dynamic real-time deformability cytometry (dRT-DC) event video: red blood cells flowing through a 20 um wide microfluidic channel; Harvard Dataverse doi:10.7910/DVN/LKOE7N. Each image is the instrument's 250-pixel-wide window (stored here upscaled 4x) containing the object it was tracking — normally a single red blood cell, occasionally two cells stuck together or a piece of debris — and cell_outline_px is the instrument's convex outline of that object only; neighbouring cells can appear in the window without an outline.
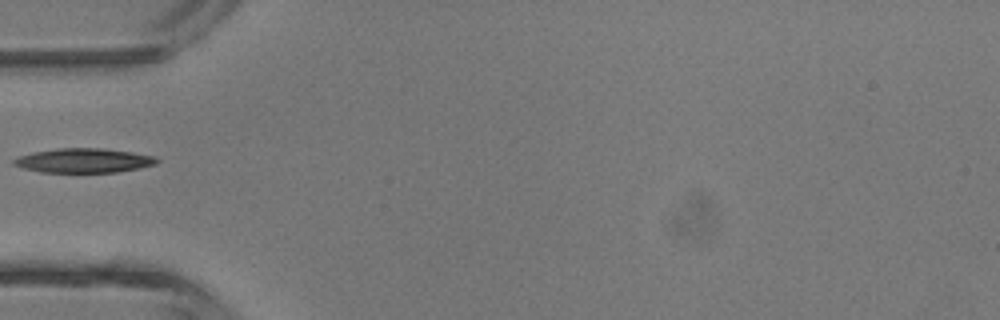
{"species": "common noctule bat (a hibernating species)", "species_latin": "Nyctalus noctula", "temperature_condition": "room temperature", "stored_images_in_passage": 2, "camera_frame_rate_fps": 3000, "um_per_image_px": 0.085, "animal": {"sex": "male", "body_mass_g": 13.3}, "frame": {"image": 1, "passage_image": 2, "time_ms": 1.333, "image_size_px": [1000, 320], "cell_outline_px": [[160, 160], [156, 164], [140, 168], [116, 172], [40, 172], [24, 168], [12, 164], [12, 160], [20, 156], [32, 152], [60, 148], [104, 148], [132, 152], [156, 156]], "centroid_in_image_um": [7.15, 13.64], "position_along_channel_um": 77.9, "area_um2": 20.35}}